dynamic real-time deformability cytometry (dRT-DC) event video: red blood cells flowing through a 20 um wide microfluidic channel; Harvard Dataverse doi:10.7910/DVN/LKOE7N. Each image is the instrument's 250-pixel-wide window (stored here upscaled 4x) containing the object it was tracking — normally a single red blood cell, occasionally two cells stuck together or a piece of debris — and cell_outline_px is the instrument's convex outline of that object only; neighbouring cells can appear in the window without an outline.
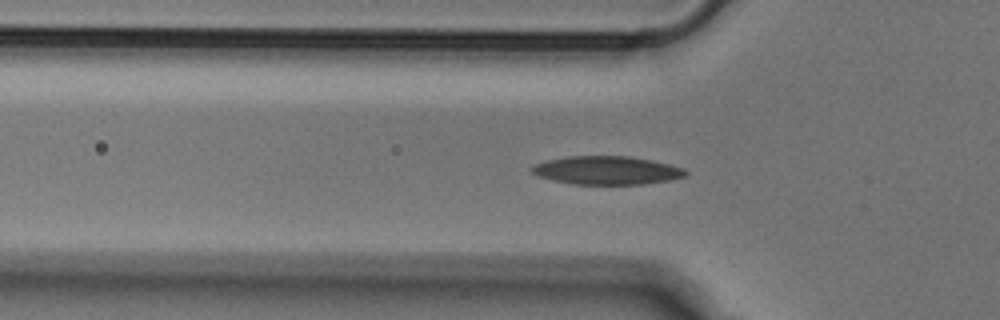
{"species": "Egyptian fruit bat (a non-hibernating species)", "species_latin": "Rousettus aegyptiacus", "temperature_condition": "cold", "stored_images_in_passage": 44, "camera_frame_rate_fps": 3000, "um_per_image_px": 0.085, "animal": {"sex": "male"}, "frame": {"image": 1, "passage_image": 15, "time_ms": 4.667, "image_size_px": [1000, 320], "cell_outline_px": [[688, 176], [668, 180], [644, 184], [572, 184], [552, 180], [536, 176], [528, 168], [536, 164], [548, 160], [568, 156], [628, 156], [652, 160], [684, 168], [688, 172]], "centroid_in_image_um": [51.57, 14.48], "position_along_channel_um": 74.2, "area_um2": 25.49}}
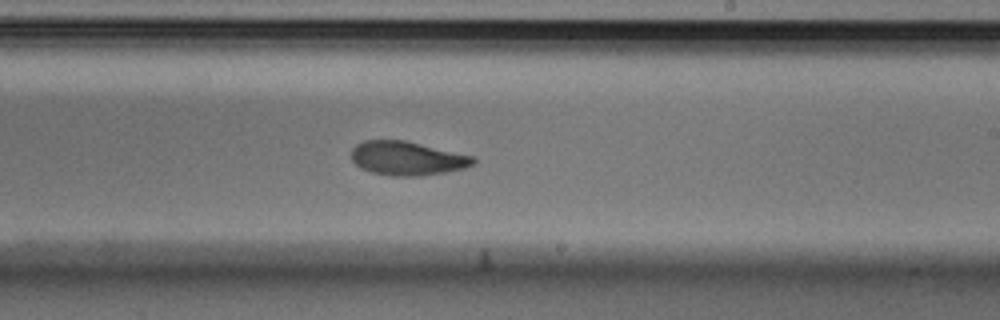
{"frame": {"image": 2, "passage_image": 29, "time_ms": 9.333, "image_size_px": [1000, 320], "cell_outline_px": [[476, 164], [464, 168], [444, 172], [420, 176], [392, 176], [372, 172], [360, 168], [352, 160], [352, 148], [356, 144], [364, 140], [404, 140], [476, 156]], "centroid_in_image_um": [34.64, 13.45], "position_along_channel_um": 254.4, "area_um2": 24.22}}
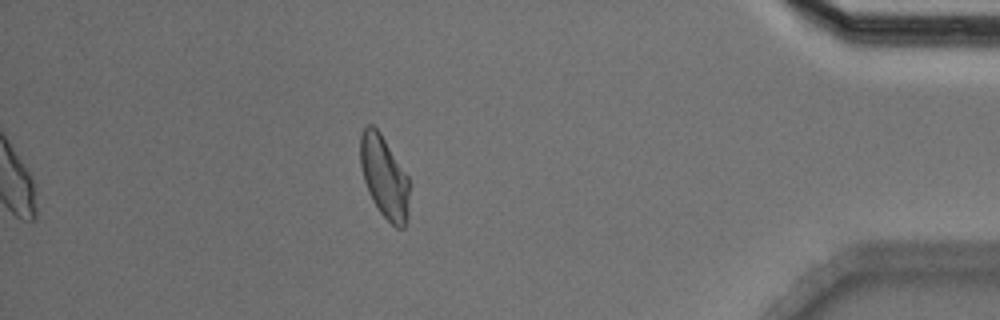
{"frame": {"image": 3, "passage_image": 44, "time_ms": 14.333, "image_size_px": [1000, 320], "cell_outline_px": [[408, 220], [404, 228], [396, 228], [380, 212], [372, 200], [368, 192], [364, 180], [360, 164], [360, 136], [364, 128], [368, 124], [372, 124], [380, 132], [408, 176]], "centroid_in_image_um": [32.65, 15.05], "position_along_channel_um": 402.5, "area_um2": 23.41}}